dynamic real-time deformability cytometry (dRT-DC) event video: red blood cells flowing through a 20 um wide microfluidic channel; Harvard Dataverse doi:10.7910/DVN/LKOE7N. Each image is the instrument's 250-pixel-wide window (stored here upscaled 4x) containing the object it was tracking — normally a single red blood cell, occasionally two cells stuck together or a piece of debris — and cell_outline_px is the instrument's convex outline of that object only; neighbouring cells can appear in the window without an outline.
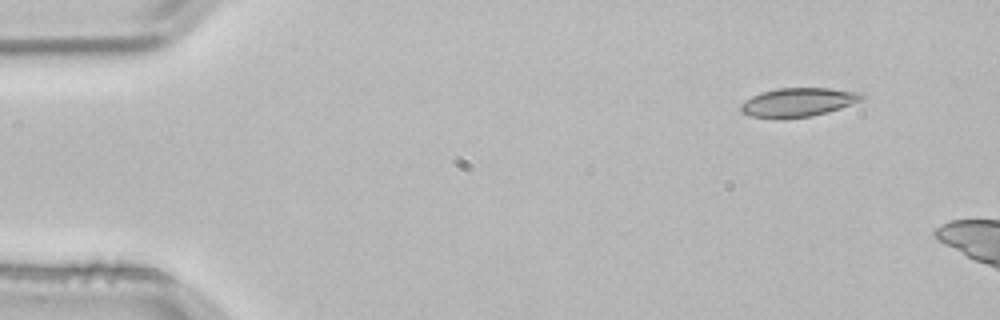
{"species": "common noctule bat (a hibernating species)", "species_latin": "Nyctalus noctula", "temperature_condition": "room temperature", "stored_images_in_passage": 2, "camera_frame_rate_fps": 3000, "um_per_image_px": 0.085, "animal": {"sex": "male", "body_mass_g": 21.5, "forearm_length_mm": 52.0}, "frame": {"image": 1, "passage_image": 1, "time_ms": 0.0, "image_size_px": [1000, 320], "cell_outline_px": [[864, 96], [860, 100], [840, 108], [828, 112], [812, 116], [784, 120], [780, 120], [748, 116], [740, 112], [740, 104], [744, 100], [760, 92], [776, 88], [828, 88], [864, 92]], "centroid_in_image_um": [67.77, 8.71], "position_along_channel_um": 17.2, "area_um2": 20.87}}